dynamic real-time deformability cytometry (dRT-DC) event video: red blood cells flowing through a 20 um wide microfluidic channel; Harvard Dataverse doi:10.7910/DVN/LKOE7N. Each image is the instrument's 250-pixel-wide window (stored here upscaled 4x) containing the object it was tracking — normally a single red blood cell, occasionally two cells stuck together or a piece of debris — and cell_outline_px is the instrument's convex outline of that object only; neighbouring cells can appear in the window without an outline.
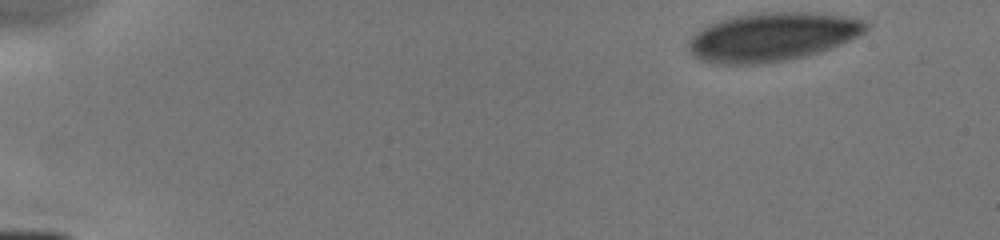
{"species": "human", "species_latin": "Homo sapiens", "temperature_condition": "cold", "stored_images_in_passage": 8, "camera_frame_rate_fps": 3000, "um_per_image_px": 0.085, "donor": {"sex": "male"}, "frame": {"image": 1, "passage_image": 1, "time_ms": 0.0, "image_size_px": [1000, 240], "cell_outline_px": [[872, 24], [864, 32], [832, 48], [820, 52], [784, 60], [756, 64], [716, 64], [700, 60], [692, 56], [688, 52], [688, 40], [700, 28], [708, 24], [732, 16], [760, 12], [816, 12], [844, 16], [864, 20]], "centroid_in_image_um": [65.6, 3.12], "position_along_channel_um": 19.4, "area_um2": 50.58}}
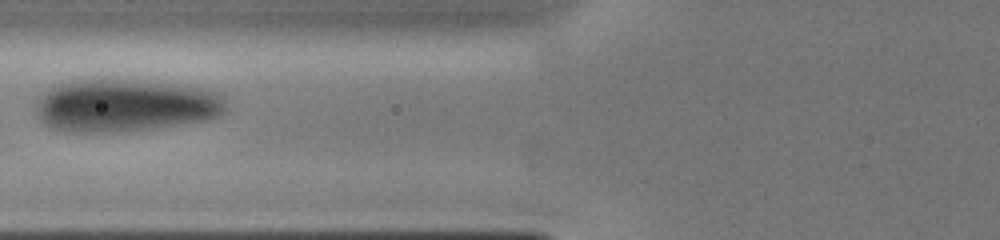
{"frame": {"image": 2, "passage_image": 7, "time_ms": 5.333, "image_size_px": [1000, 240], "cell_outline_px": [[228, 108], [224, 112], [208, 120], [148, 128], [108, 132], [72, 132], [56, 128], [44, 124], [36, 116], [36, 100], [48, 88], [56, 84], [68, 80], [144, 80], [188, 84], [204, 88], [216, 92], [224, 96]], "centroid_in_image_um": [10.65, 8.93], "position_along_channel_um": 115.1, "area_um2": 58.78}}
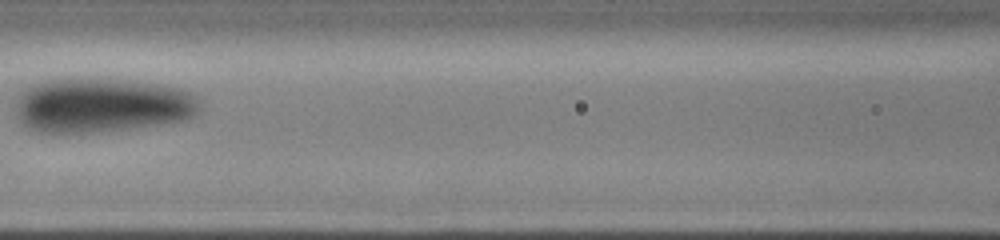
{"frame": {"image": 3, "passage_image": 8, "time_ms": 6.333, "image_size_px": [1000, 240], "cell_outline_px": [[200, 108], [192, 116], [184, 120], [160, 124], [64, 136], [36, 132], [20, 124], [16, 112], [16, 100], [20, 92], [28, 84], [44, 80], [64, 76], [100, 76], [136, 80], [160, 84], [180, 88], [192, 92], [196, 96], [200, 104]], "centroid_in_image_um": [8.53, 8.91], "position_along_channel_um": 158.1, "area_um2": 61.21}}